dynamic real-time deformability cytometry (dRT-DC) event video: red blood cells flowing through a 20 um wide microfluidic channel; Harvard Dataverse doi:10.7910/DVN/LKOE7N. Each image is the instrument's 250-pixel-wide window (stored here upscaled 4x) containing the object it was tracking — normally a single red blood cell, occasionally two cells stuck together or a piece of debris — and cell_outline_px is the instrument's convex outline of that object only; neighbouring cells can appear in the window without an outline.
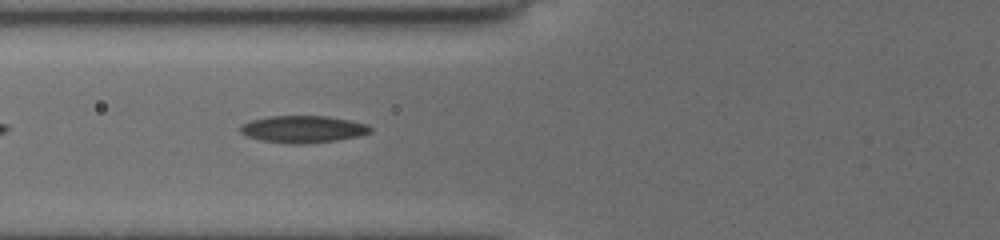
{"species": "common noctule bat (a hibernating species)", "species_latin": "Nyctalus noctula", "temperature_condition": "cold", "stored_images_in_passage": 37, "camera_frame_rate_fps": 3000, "um_per_image_px": 0.085, "animal": {"sex": "female", "body_mass_g": 19.5, "forearm_length_mm": 54.1}, "frame": {"image": 1, "passage_image": 6, "time_ms": 1.667, "image_size_px": [1000, 240], "cell_outline_px": [[372, 132], [356, 136], [336, 140], [304, 144], [292, 144], [260, 140], [248, 136], [240, 132], [240, 124], [252, 120], [268, 116], [328, 116], [368, 124], [372, 128]], "centroid_in_image_um": [25.74, 10.98], "position_along_channel_um": 100.1, "area_um2": 20.46}}
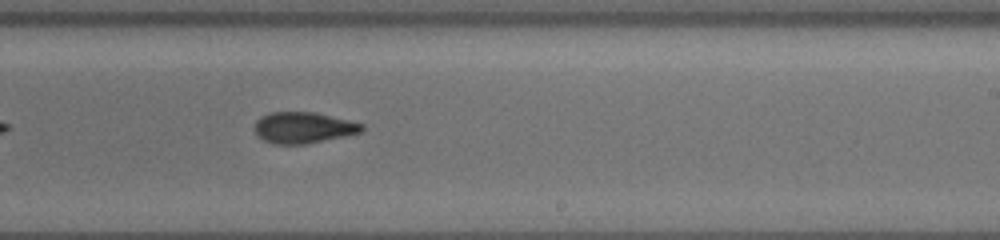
{"frame": {"image": 2, "passage_image": 19, "time_ms": 6.0, "image_size_px": [1000, 240], "cell_outline_px": [[364, 128], [360, 132], [344, 136], [308, 144], [272, 144], [264, 140], [256, 132], [256, 120], [260, 116], [272, 112], [316, 112], [364, 124]], "centroid_in_image_um": [25.79, 10.85], "position_along_channel_um": 263.2, "area_um2": 19.36}}
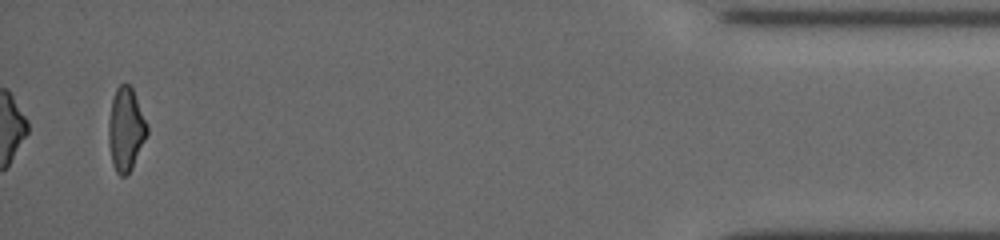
{"frame": {"image": 3, "passage_image": 37, "time_ms": 12.0, "image_size_px": [1000, 240], "cell_outline_px": [[148, 132], [132, 168], [128, 176], [120, 176], [116, 172], [112, 164], [108, 144], [108, 124], [112, 100], [116, 88], [120, 84], [128, 84], [132, 88], [148, 124]], "centroid_in_image_um": [10.69, 11.02], "position_along_channel_um": 424.5, "area_um2": 18.79}, "authors_computed_cell_mechanics": {"area_um2": 19.363, "velocity_mm_per_s": 3.7632, "shape_relaxation_time_tau1_ms": 2.8043, "shape_relaxation_time_tau2_ms": 5.6542, "deformation_change_tau1": 0.1446, "deformation_change_tau2": 0.1412}}